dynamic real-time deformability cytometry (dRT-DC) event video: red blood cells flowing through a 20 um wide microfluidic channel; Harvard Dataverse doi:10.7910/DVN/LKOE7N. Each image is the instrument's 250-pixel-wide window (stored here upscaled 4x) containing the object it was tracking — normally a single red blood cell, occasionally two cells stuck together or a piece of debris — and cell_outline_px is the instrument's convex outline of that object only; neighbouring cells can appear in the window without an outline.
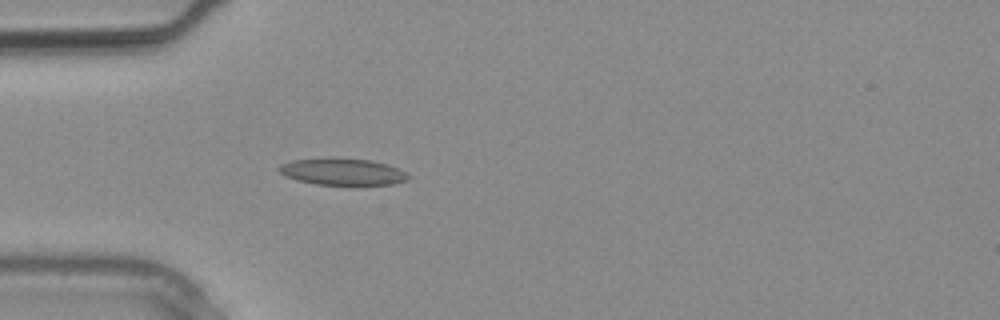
{"species": "common noctule bat (a hibernating species)", "species_latin": "Nyctalus noctula", "temperature_condition": "warm", "stored_images_in_passage": 2, "camera_frame_rate_fps": 3000, "um_per_image_px": 0.085, "animal": {"sex": "male", "body_mass_g": 20.4}, "frame": {"image": 1, "passage_image": 2, "time_ms": 0.333, "image_size_px": [1000, 320], "cell_outline_px": [[412, 176], [408, 180], [392, 184], [352, 188], [316, 184], [296, 180], [280, 172], [276, 168], [280, 164], [292, 160], [372, 160], [388, 164]], "centroid_in_image_um": [29.19, 14.68], "position_along_channel_um": 55.8, "area_um2": 20.35}}